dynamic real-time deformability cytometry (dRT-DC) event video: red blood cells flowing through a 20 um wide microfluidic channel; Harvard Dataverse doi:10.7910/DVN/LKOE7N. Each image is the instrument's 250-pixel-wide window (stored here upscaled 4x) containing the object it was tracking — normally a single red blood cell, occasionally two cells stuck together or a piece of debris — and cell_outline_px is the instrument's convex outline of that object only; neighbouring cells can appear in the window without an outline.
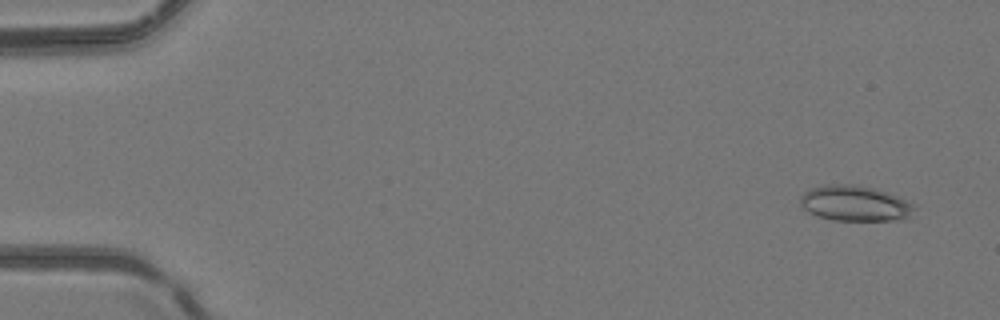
{"species": "common noctule bat (a hibernating species)", "species_latin": "Nyctalus noctula", "temperature_condition": "room temperature", "stored_images_in_passage": 50, "camera_frame_rate_fps": 3000, "um_per_image_px": 0.085, "animal": {"sex": "female", "body_mass_g": 24.6, "forearm_length_mm": 56.2}, "frame": {"image": 1, "passage_image": 3, "time_ms": 0.667, "image_size_px": [1000, 320], "cell_outline_px": [[916, 208], [908, 220], [832, 220], [816, 216], [808, 212], [800, 204], [800, 196], [804, 192], [812, 188], [828, 184], [856, 184], [872, 188], [896, 196], [916, 204]], "centroid_in_image_um": [72.69, 17.3], "position_along_channel_um": 12.3, "area_um2": 23.76}}
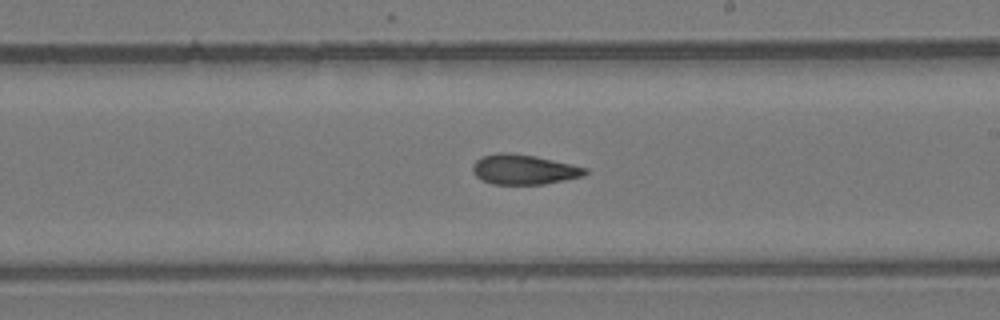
{"frame": {"image": 2, "passage_image": 30, "time_ms": 9.667, "image_size_px": [1000, 320], "cell_outline_px": [[588, 172], [584, 176], [544, 184], [492, 184], [476, 176], [472, 168], [472, 164], [476, 160], [484, 156], [500, 152], [508, 152], [536, 156], [572, 164], [588, 168]], "centroid_in_image_um": [44.55, 14.4], "position_along_channel_um": 244.4, "area_um2": 19.59}}
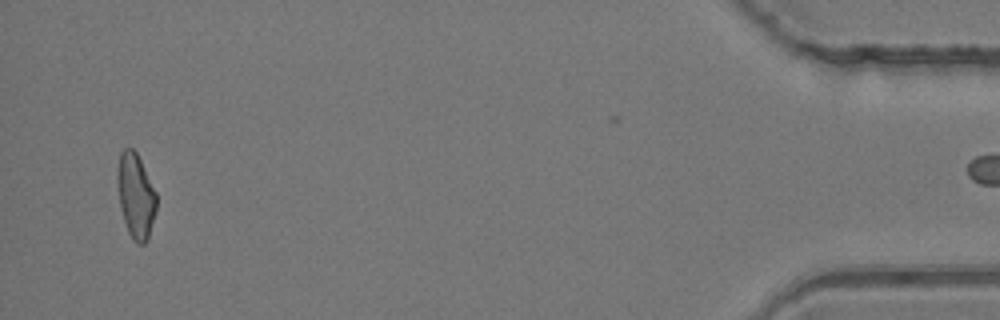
{"frame": {"image": 3, "passage_image": 49, "time_ms": 16.0, "image_size_px": [1000, 320], "cell_outline_px": [[156, 212], [148, 240], [144, 244], [136, 244], [128, 232], [120, 208], [116, 180], [116, 168], [120, 152], [124, 148], [132, 148], [136, 152], [156, 192]], "centroid_in_image_um": [11.52, 16.65], "position_along_channel_um": 423.7, "area_um2": 19.54}}